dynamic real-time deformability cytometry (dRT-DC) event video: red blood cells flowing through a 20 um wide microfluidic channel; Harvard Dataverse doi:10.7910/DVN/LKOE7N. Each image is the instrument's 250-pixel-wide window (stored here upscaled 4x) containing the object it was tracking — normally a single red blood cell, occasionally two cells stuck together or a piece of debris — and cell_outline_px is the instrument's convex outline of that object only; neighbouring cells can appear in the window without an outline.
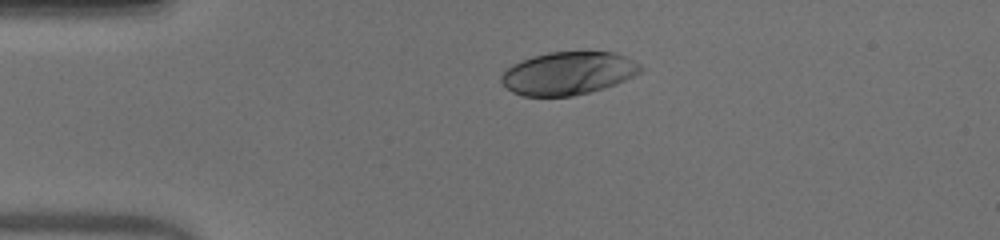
{"species": "human", "species_latin": "Homo sapiens", "temperature_condition": "warm", "stored_images_in_passage": 41, "camera_frame_rate_fps": 3000, "um_per_image_px": 0.085, "donor": {"sex": "male"}, "frame": {"image": 1, "passage_image": 1, "time_ms": 0.0, "image_size_px": [1000, 240], "cell_outline_px": [[644, 68], [640, 72], [616, 84], [604, 88], [572, 96], [524, 96], [512, 92], [500, 80], [500, 76], [512, 64], [520, 60], [532, 56], [548, 52], [612, 52], [624, 56], [640, 64]], "centroid_in_image_um": [48.27, 6.23], "position_along_channel_um": 36.7, "area_um2": 34.68}}
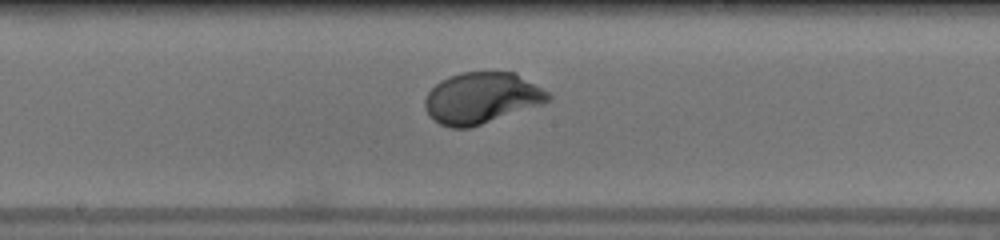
{"frame": {"image": 2, "passage_image": 17, "time_ms": 5.333, "image_size_px": [1000, 240], "cell_outline_px": [[552, 96], [548, 100], [540, 104], [468, 128], [452, 128], [440, 124], [424, 108], [424, 100], [428, 92], [440, 80], [448, 76], [464, 72], [516, 72], [548, 92]], "centroid_in_image_um": [40.9, 8.31], "position_along_channel_um": 207.3, "area_um2": 36.18}}
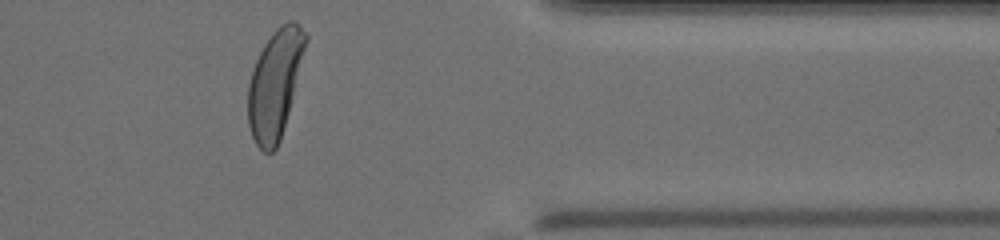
{"frame": {"image": 3, "passage_image": 32, "time_ms": 10.333, "image_size_px": [1000, 240], "cell_outline_px": [[308, 40], [288, 112], [280, 140], [276, 148], [272, 152], [264, 152], [256, 144], [252, 136], [248, 124], [248, 84], [252, 68], [264, 44], [272, 32], [280, 24], [288, 20], [292, 20], [300, 24], [308, 32]], "centroid_in_image_um": [23.37, 7.07], "position_along_channel_um": 388.0, "area_um2": 36.3}, "authors_computed_cell_mechanics": {"area_um2": 36.2984, "velocity_mm_per_s": 3.9325, "shape_relaxation_time_tau1_ms": 2.1864, "shape_relaxation_time_tau2_ms": null, "deformation_change_tau1": 0.1746, "deformation_change_tau2": null}}